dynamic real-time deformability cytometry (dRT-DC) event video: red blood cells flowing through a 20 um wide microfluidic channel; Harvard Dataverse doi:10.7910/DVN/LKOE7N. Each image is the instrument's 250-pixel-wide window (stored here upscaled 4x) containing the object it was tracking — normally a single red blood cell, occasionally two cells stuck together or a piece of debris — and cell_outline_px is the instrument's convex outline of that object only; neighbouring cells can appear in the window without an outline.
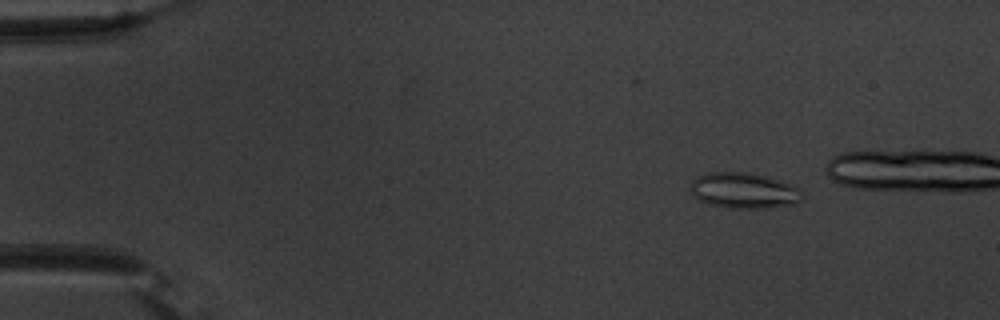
{"species": "common noctule bat (a hibernating species)", "species_latin": "Nyctalus noctula", "temperature_condition": "warm", "stored_images_in_passage": 11, "camera_frame_rate_fps": 3000, "um_per_image_px": 0.085, "animal": {"sex": "male", "body_mass_g": 20.1, "forearm_length_mm": 53.5}, "frame": {"image": 1, "passage_image": 1, "time_ms": 0.0, "image_size_px": [1000, 320], "cell_outline_px": [[804, 196], [796, 204], [764, 208], [732, 208], [708, 204], [692, 196], [688, 188], [692, 180], [696, 176], [708, 172], [748, 172], [768, 176], [792, 184], [800, 188]], "centroid_in_image_um": [63.22, 16.18], "position_along_channel_um": 21.8, "area_um2": 23.76}}